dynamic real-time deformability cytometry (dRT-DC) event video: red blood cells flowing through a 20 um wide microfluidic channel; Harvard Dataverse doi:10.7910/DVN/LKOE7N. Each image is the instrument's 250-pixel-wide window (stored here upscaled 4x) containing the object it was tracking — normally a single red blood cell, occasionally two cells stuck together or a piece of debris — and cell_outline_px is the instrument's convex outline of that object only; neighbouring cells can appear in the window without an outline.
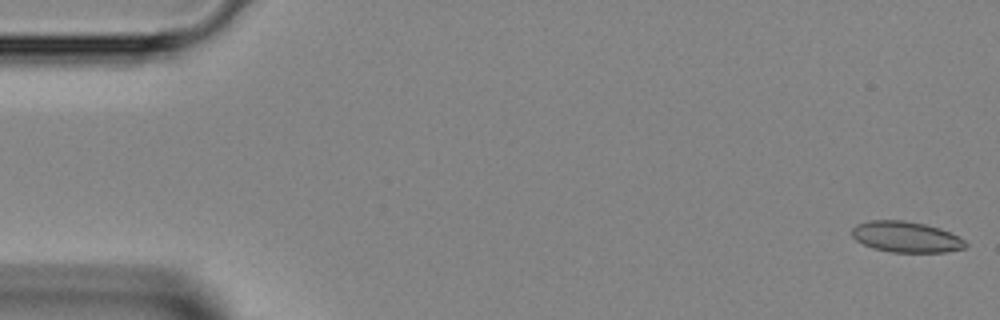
{"species": "Egyptian fruit bat (a non-hibernating species)", "species_latin": "Rousettus aegyptiacus", "temperature_condition": "room temperature", "stored_images_in_passage": 45, "camera_frame_rate_fps": 3000, "um_per_image_px": 0.085, "animal": {"sex": "female"}, "frame": {"image": 1, "passage_image": 1, "time_ms": 0.0, "image_size_px": [1000, 320], "cell_outline_px": [[968, 244], [964, 248], [944, 252], [892, 252], [872, 248], [856, 240], [852, 236], [852, 228], [856, 224], [868, 220], [904, 220], [924, 224], [940, 228], [964, 240]], "centroid_in_image_um": [76.98, 20.13], "position_along_channel_um": 8.0, "area_um2": 20.35}}
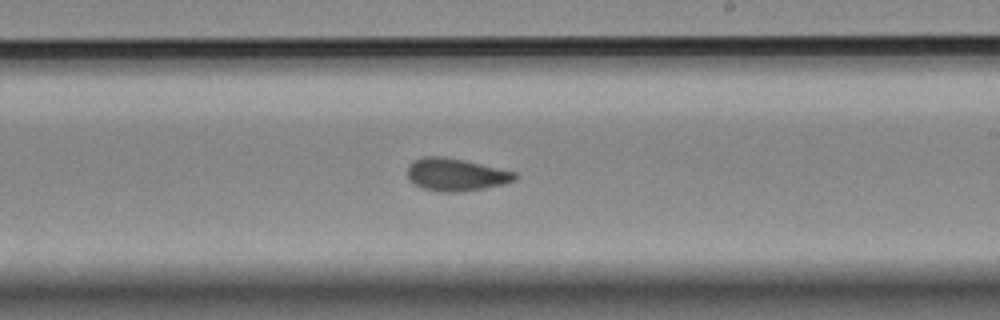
{"frame": {"image": 2, "passage_image": 26, "time_ms": 8.333, "image_size_px": [1000, 320], "cell_outline_px": [[516, 180], [504, 184], [484, 188], [456, 192], [440, 192], [424, 188], [408, 180], [408, 164], [412, 160], [424, 156], [444, 156], [464, 160], [516, 172]], "centroid_in_image_um": [38.73, 14.83], "position_along_channel_um": 250.3, "area_um2": 20.4}}
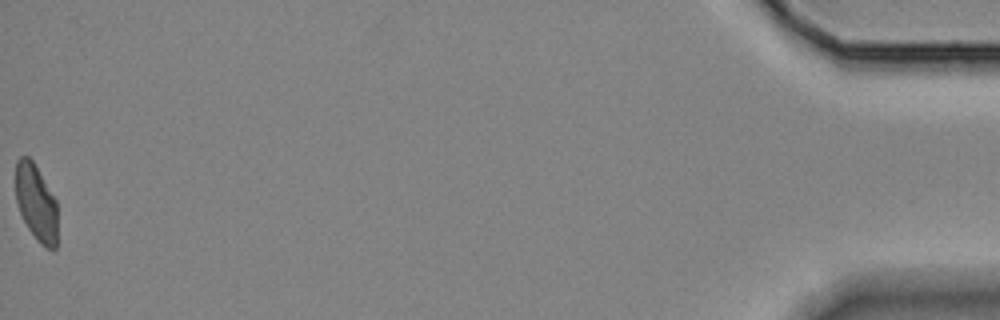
{"frame": {"image": 3, "passage_image": 45, "time_ms": 14.667, "image_size_px": [1000, 320], "cell_outline_px": [[56, 248], [48, 248], [40, 244], [28, 228], [20, 212], [16, 200], [16, 160], [20, 156], [28, 156], [32, 160], [56, 200]], "centroid_in_image_um": [3.05, 17.21], "position_along_channel_um": 432.1, "area_um2": 18.32}}